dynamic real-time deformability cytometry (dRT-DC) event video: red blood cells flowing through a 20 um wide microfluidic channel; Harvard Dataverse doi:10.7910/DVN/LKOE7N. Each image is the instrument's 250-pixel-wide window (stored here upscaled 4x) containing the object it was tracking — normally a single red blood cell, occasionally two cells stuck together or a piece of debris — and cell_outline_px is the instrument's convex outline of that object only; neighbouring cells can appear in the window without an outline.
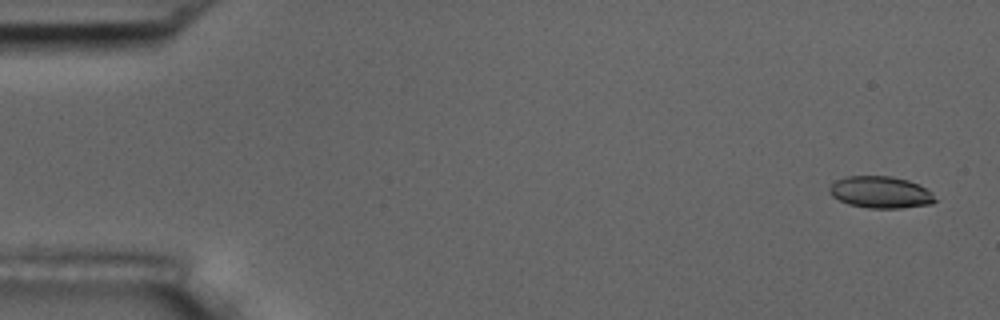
{"species": "common noctule bat (a hibernating species)", "species_latin": "Nyctalus noctula", "temperature_condition": "room temperature", "stored_images_in_passage": 6, "camera_frame_rate_fps": 3000, "um_per_image_px": 0.085, "animal": {"sex": "male", "body_mass_g": 17.5, "forearm_length_mm": 52.3}, "frame": {"image": 1, "passage_image": 1, "time_ms": 0.0, "image_size_px": [1000, 320], "cell_outline_px": [[936, 200], [932, 204], [900, 208], [868, 208], [848, 204], [832, 196], [828, 192], [828, 188], [836, 180], [848, 176], [892, 176], [908, 180], [932, 192]], "centroid_in_image_um": [74.83, 16.34], "position_along_channel_um": 10.2, "area_um2": 19.54}}